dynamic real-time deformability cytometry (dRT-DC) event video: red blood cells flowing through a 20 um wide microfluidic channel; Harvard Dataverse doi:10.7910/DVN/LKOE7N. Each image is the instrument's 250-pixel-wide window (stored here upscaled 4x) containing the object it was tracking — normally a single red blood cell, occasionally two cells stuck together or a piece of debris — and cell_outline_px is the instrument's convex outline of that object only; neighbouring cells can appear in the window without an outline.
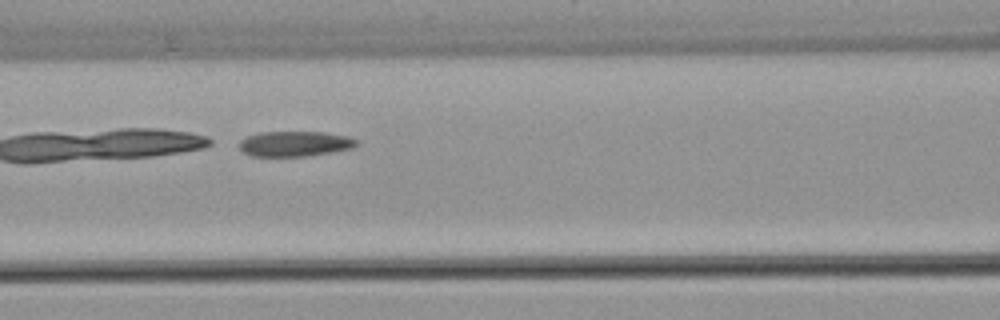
{"species": "common noctule bat (a hibernating species)", "species_latin": "Nyctalus noctula", "temperature_condition": "warm", "stored_images_in_passage": 6, "camera_frame_rate_fps": 3000, "um_per_image_px": 0.085, "animal": {"sex": "female", "body_mass_g": 22.7, "forearm_length_mm": 54.2}, "frame": {"image": 1, "passage_image": 4, "time_ms": 5.0, "image_size_px": [1000, 320], "cell_outline_px": [[360, 144], [352, 148], [332, 152], [308, 156], [252, 156], [244, 152], [240, 148], [240, 140], [248, 136], [260, 132], [324, 132], [348, 136], [356, 140]], "centroid_in_image_um": [25.09, 12.22], "position_along_channel_um": 141.5, "area_um2": 17.22}}